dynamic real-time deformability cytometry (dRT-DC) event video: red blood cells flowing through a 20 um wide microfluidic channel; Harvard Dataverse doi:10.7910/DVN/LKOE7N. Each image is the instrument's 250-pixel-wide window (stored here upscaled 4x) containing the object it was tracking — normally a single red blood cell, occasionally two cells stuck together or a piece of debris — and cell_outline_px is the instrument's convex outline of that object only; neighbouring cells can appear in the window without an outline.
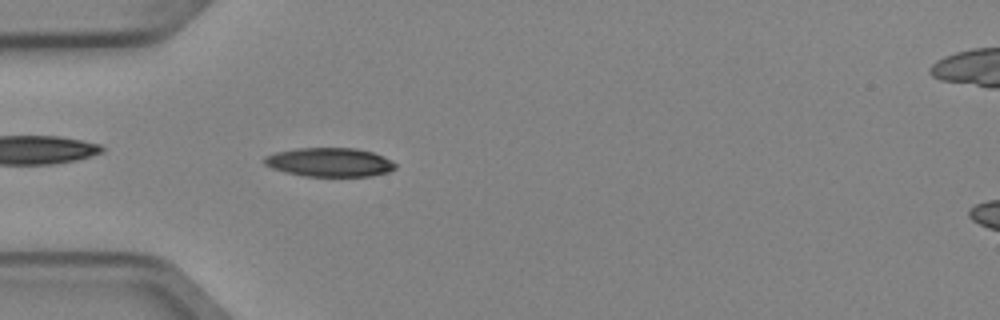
{"species": "Egyptian fruit bat (a non-hibernating species)", "species_latin": "Rousettus aegyptiacus", "temperature_condition": "cold", "stored_images_in_passage": 5, "camera_frame_rate_fps": 3000, "um_per_image_px": 0.085, "animal": {"sex": "female"}, "frame": {"image": 1, "passage_image": 5, "time_ms": 1.333, "image_size_px": [1000, 320], "cell_outline_px": [[396, 168], [388, 172], [372, 176], [304, 176], [284, 172], [272, 168], [264, 164], [264, 156], [276, 152], [296, 148], [356, 148], [372, 152], [396, 164]], "centroid_in_image_um": [27.97, 13.79], "position_along_channel_um": 57.0, "area_um2": 21.96}}